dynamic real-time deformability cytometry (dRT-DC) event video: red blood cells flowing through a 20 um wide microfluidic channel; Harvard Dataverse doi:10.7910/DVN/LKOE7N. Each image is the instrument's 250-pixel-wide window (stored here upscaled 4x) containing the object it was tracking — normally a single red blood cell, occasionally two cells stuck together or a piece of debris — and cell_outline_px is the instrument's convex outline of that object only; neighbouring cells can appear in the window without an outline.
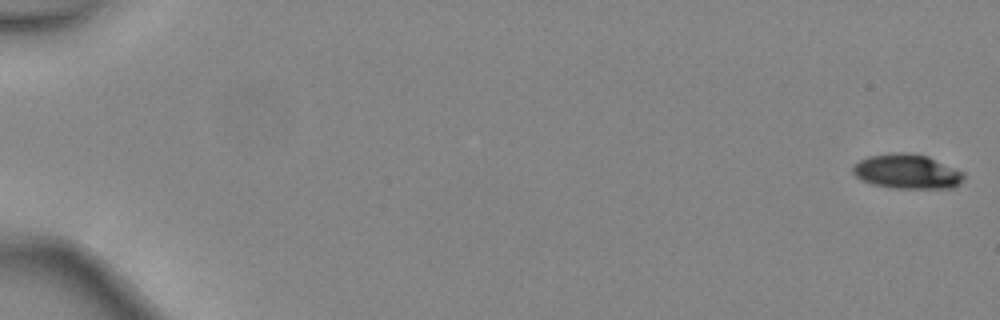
{"species": "common noctule bat (a hibernating species)", "species_latin": "Nyctalus noctula", "temperature_condition": "warm", "stored_images_in_passage": 6, "camera_frame_rate_fps": 3000, "um_per_image_px": 0.085, "animal": {"sex": "female", "body_mass_g": 24.6, "forearm_length_mm": 56.2}, "frame": {"image": 1, "passage_image": 1, "time_ms": 0.0, "image_size_px": [1000, 320], "cell_outline_px": [[964, 180], [960, 184], [952, 188], [892, 188], [872, 184], [860, 180], [852, 172], [852, 168], [860, 160], [868, 156], [896, 152], [904, 152], [928, 156], [964, 172]], "centroid_in_image_um": [77.11, 14.58], "position_along_channel_um": 7.9, "area_um2": 22.43}}
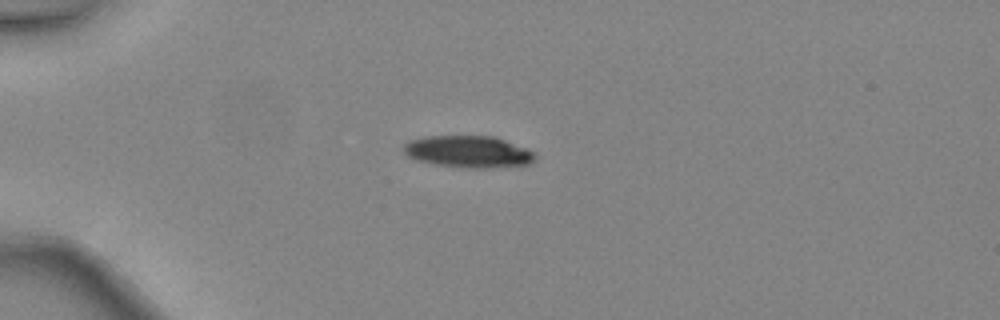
{"frame": {"image": 2, "passage_image": 4, "time_ms": 1.0, "image_size_px": [1000, 320], "cell_outline_px": [[536, 156], [528, 164], [488, 168], [464, 168], [436, 164], [420, 160], [408, 156], [404, 152], [404, 144], [408, 140], [428, 136], [496, 136], [528, 148]], "centroid_in_image_um": [39.82, 12.88], "position_along_channel_um": 45.2, "area_um2": 24.33}}
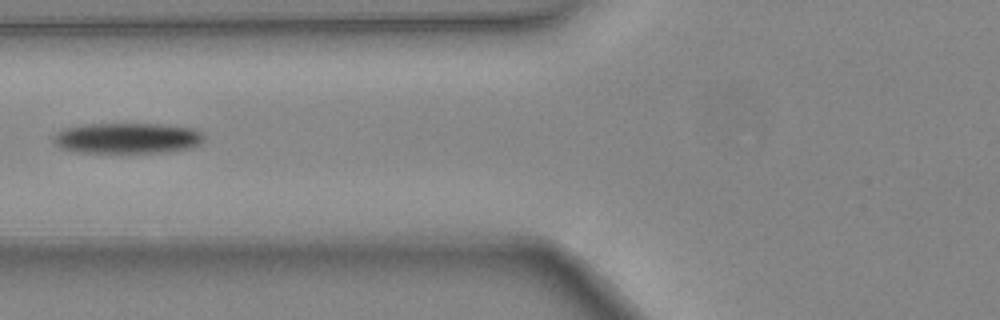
{"frame": {"image": 3, "passage_image": 6, "time_ms": 1.667, "image_size_px": [1000, 320], "cell_outline_px": [[204, 140], [200, 144], [192, 148], [168, 152], [76, 152], [60, 148], [52, 140], [56, 132], [64, 128], [84, 124], [168, 124], [196, 128], [204, 136]], "centroid_in_image_um": [10.86, 11.73], "position_along_channel_um": 114.9, "area_um2": 27.22}}